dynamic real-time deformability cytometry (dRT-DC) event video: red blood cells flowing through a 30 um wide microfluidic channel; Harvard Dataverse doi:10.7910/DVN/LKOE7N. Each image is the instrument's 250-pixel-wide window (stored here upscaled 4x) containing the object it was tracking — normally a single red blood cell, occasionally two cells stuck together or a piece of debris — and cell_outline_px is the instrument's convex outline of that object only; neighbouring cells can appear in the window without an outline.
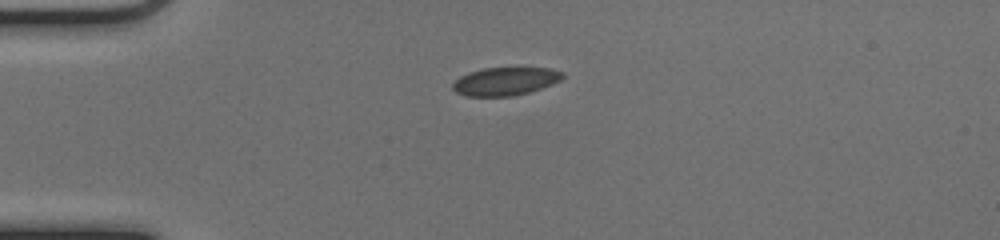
{"species": "common noctule bat (a hibernating species)", "species_latin": "Nyctalus noctula", "temperature_condition": "cold", "stored_images_in_passage": 40, "camera_frame_rate_fps": 3000, "um_per_image_px": 0.085, "animal": {"sex": "female", "body_mass_g": 17.0, "forearm_length_mm": 48.0}, "frame": {"image": 1, "passage_image": 1, "time_ms": 0.0, "image_size_px": [1000, 240], "cell_outline_px": [[564, 76], [560, 80], [552, 84], [528, 92], [512, 96], [464, 96], [456, 92], [452, 88], [452, 84], [460, 76], [468, 72], [484, 68], [552, 68], [564, 72]], "centroid_in_image_um": [42.94, 6.91], "position_along_channel_um": 42.1, "area_um2": 17.98}}
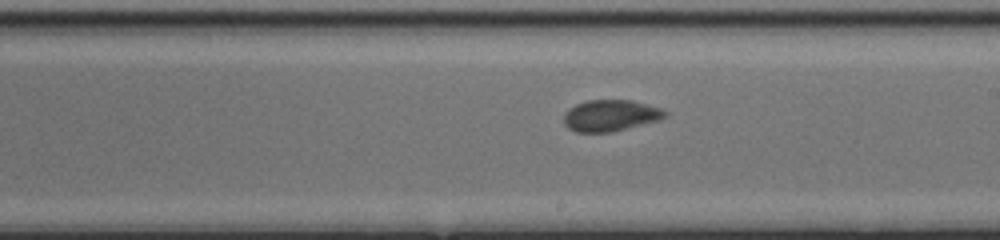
{"frame": {"image": 2, "passage_image": 18, "time_ms": 5.667, "image_size_px": [1000, 240], "cell_outline_px": [[668, 116], [660, 120], [612, 132], [576, 132], [568, 128], [564, 124], [564, 116], [568, 108], [576, 104], [588, 100], [632, 100], [660, 108], [668, 112]], "centroid_in_image_um": [51.9, 9.82], "position_along_channel_um": 237.1, "area_um2": 18.61}}
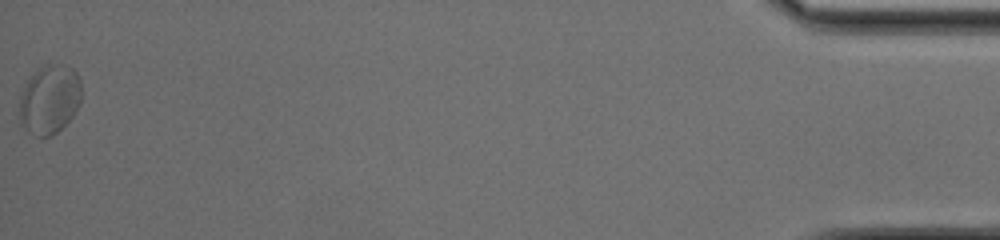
{"frame": {"image": 3, "passage_image": 40, "time_ms": 13.0, "image_size_px": [1000, 240], "cell_outline_px": [[80, 104], [72, 116], [56, 132], [48, 136], [36, 136], [20, 120], [20, 96], [28, 80], [36, 68], [48, 60], [64, 64], [72, 68], [76, 72], [80, 80]], "centroid_in_image_um": [4.23, 8.34], "position_along_channel_um": 431.0, "area_um2": 24.91}}